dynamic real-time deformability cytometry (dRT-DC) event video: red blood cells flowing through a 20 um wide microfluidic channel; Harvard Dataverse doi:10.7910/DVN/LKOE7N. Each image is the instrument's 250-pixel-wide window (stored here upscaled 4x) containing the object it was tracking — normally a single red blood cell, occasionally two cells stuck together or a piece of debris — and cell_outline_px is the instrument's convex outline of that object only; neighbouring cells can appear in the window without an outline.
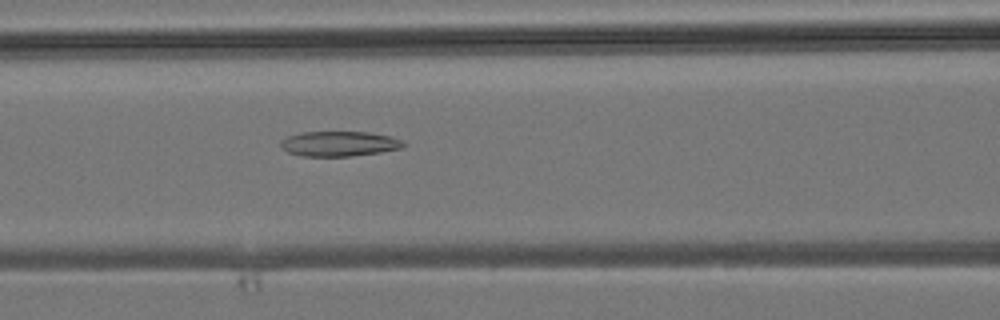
{"species": "common noctule bat (a hibernating species)", "species_latin": "Nyctalus noctula", "temperature_condition": "room temperature", "stored_images_in_passage": 32, "camera_frame_rate_fps": 3000, "um_per_image_px": 0.085, "animal": {"sex": "male", "body_mass_g": 19.2, "forearm_length_mm": 51.8}, "frame": {"image": 1, "passage_image": 8, "time_ms": 2.333, "image_size_px": [1000, 320], "cell_outline_px": [[408, 144], [400, 148], [380, 152], [352, 156], [300, 156], [288, 152], [280, 148], [280, 140], [288, 136], [300, 132], [368, 132], [388, 136], [404, 140]], "centroid_in_image_um": [28.81, 12.22], "position_along_channel_um": 137.8, "area_um2": 18.03}}
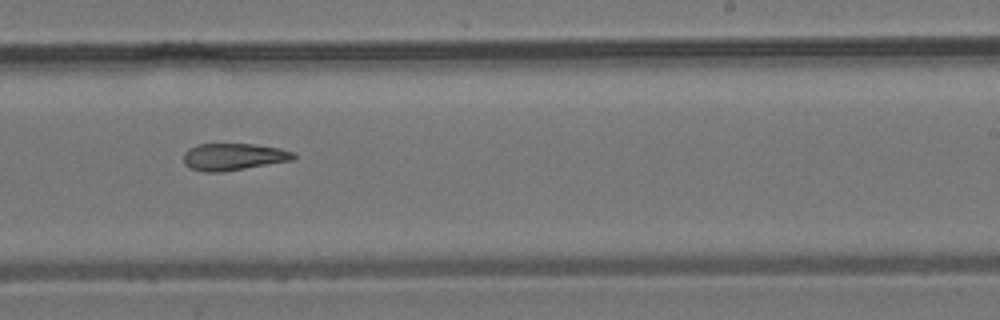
{"frame": {"image": 2, "passage_image": 16, "time_ms": 5.0, "image_size_px": [1000, 320], "cell_outline_px": [[296, 156], [292, 160], [224, 172], [204, 172], [192, 168], [184, 164], [184, 152], [188, 148], [196, 144], [256, 144], [280, 148], [296, 152]], "centroid_in_image_um": [19.85, 13.32], "position_along_channel_um": 269.1, "area_um2": 17.46}}
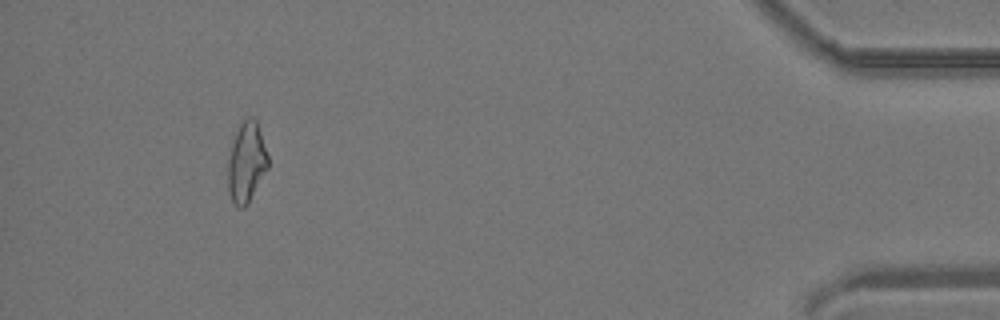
{"frame": {"image": 3, "passage_image": 29, "time_ms": 9.333, "image_size_px": [1000, 320], "cell_outline_px": [[268, 168], [248, 204], [244, 208], [240, 208], [232, 200], [228, 192], [228, 160], [232, 140], [240, 124], [248, 116], [252, 116], [256, 120], [268, 156]], "centroid_in_image_um": [20.94, 13.8], "position_along_channel_um": 414.3, "area_um2": 18.67}}